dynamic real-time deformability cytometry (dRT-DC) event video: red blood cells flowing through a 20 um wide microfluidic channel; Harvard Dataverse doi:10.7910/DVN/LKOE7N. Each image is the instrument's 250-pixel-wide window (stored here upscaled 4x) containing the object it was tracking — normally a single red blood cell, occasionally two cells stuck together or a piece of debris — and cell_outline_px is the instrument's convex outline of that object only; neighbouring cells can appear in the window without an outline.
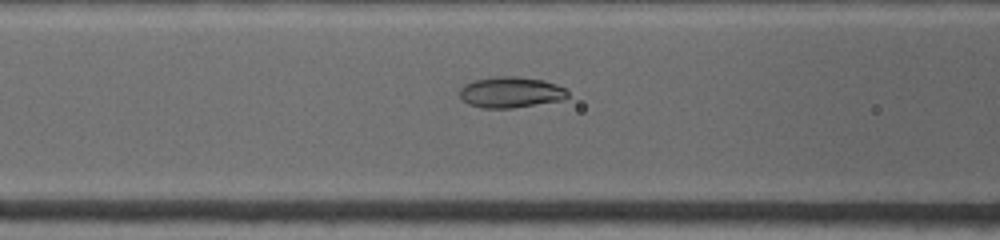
{"species": "common noctule bat (a hibernating species)", "species_latin": "Nyctalus noctula", "temperature_condition": "warm", "stored_images_in_passage": 26, "camera_frame_rate_fps": 4500, "um_per_image_px": 0.085, "animal": {"sex": "female", "body_mass_g": 19.0, "forearm_length_mm": 53.3}, "frame": {"image": 1, "passage_image": 3, "time_ms": 1.111, "image_size_px": [1000, 240], "cell_outline_px": [[568, 96], [564, 100], [512, 108], [480, 108], [468, 104], [460, 100], [460, 88], [464, 84], [472, 80], [492, 76], [516, 76], [544, 80], [556, 84], [564, 88], [568, 92]], "centroid_in_image_um": [43.38, 7.84], "position_along_channel_um": 123.2, "area_um2": 19.83}}
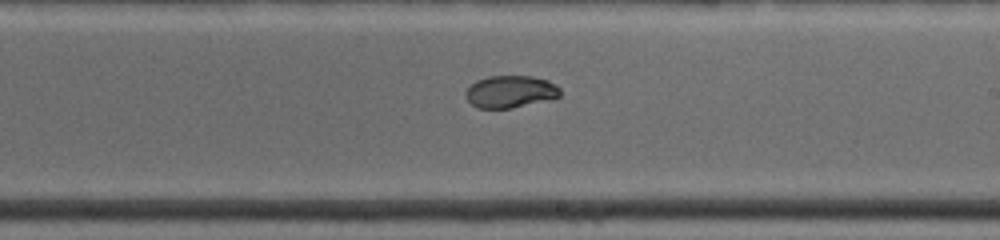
{"frame": {"image": 2, "passage_image": 14, "time_ms": 4.222, "image_size_px": [1000, 240], "cell_outline_px": [[560, 96], [552, 100], [512, 108], [476, 108], [464, 96], [464, 92], [476, 80], [488, 76], [532, 76], [548, 80], [556, 84], [560, 88]], "centroid_in_image_um": [43.4, 7.79], "position_along_channel_um": 245.6, "area_um2": 18.03}}
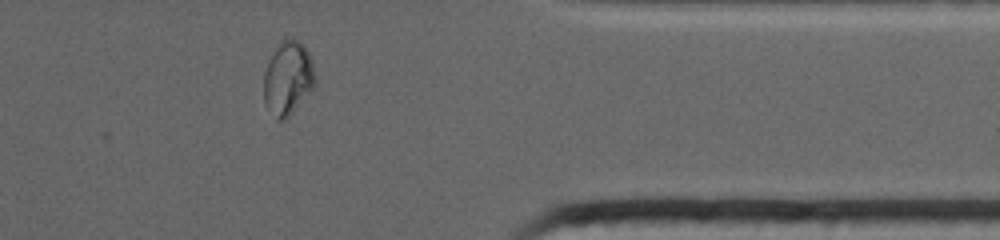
{"frame": {"image": 3, "passage_image": 22, "time_ms": 8.222, "image_size_px": [1000, 240], "cell_outline_px": [[316, 84], [288, 116], [284, 120], [276, 120], [264, 104], [264, 72], [268, 60], [280, 40], [296, 40], [304, 44], [312, 60], [316, 76]], "centroid_in_image_um": [24.46, 6.64], "position_along_channel_um": 386.9, "area_um2": 22.02}}